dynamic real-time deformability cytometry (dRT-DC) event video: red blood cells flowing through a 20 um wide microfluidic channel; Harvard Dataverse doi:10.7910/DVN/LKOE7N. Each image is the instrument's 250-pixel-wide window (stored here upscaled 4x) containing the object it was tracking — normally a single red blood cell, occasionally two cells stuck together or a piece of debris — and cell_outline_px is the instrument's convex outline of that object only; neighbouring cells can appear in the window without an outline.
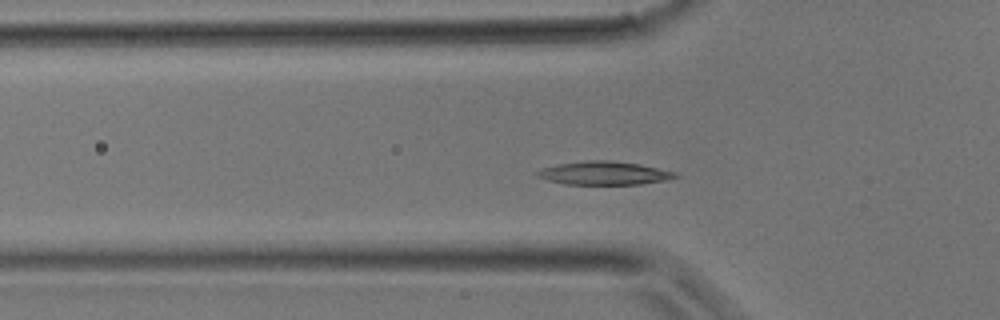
{"species": "common noctule bat (a hibernating species)", "species_latin": "Nyctalus noctula", "temperature_condition": "room temperature", "stored_images_in_passage": 18, "camera_frame_rate_fps": 3000, "um_per_image_px": 0.085, "animal": {"sex": "male", "body_mass_g": 17.9}, "frame": {"image": 1, "passage_image": 9, "time_ms": 2.667, "image_size_px": [1000, 320], "cell_outline_px": [[680, 176], [664, 180], [640, 184], [564, 184], [548, 180], [536, 176], [532, 172], [540, 168], [560, 164], [584, 160], [608, 160], [640, 164], [676, 172]], "centroid_in_image_um": [51.29, 14.71], "position_along_channel_um": 74.5, "area_um2": 18.84}}
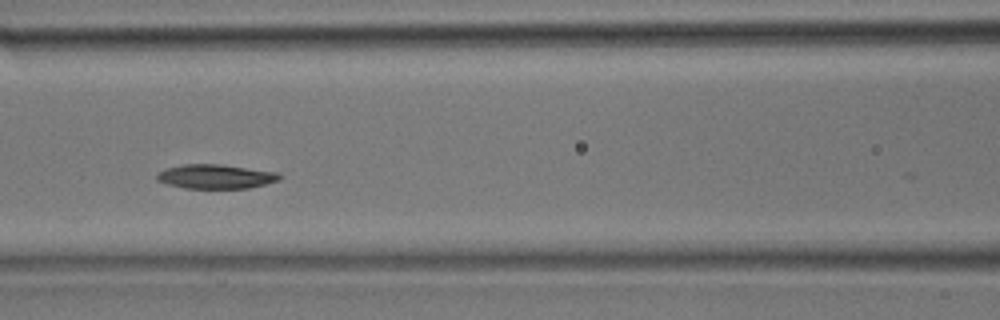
{"frame": {"image": 2, "passage_image": 13, "time_ms": 4.0, "image_size_px": [1000, 320], "cell_outline_px": [[284, 176], [280, 180], [248, 188], [184, 188], [168, 184], [156, 180], [156, 172], [164, 168], [180, 164], [220, 164], [280, 172]], "centroid_in_image_um": [18.33, 14.99], "position_along_channel_um": 148.3, "area_um2": 17.63}}
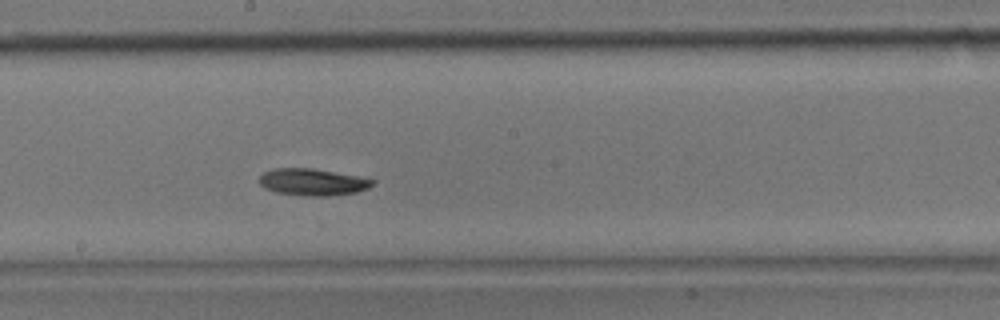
{"frame": {"image": 3, "passage_image": 17, "time_ms": 5.333, "image_size_px": [1000, 320], "cell_outline_px": [[376, 180], [368, 188], [356, 192], [332, 196], [308, 196], [276, 192], [264, 188], [260, 184], [260, 176], [264, 172], [272, 168], [312, 168], [356, 176]], "centroid_in_image_um": [26.55, 15.48], "position_along_channel_um": 221.7, "area_um2": 17.63}}